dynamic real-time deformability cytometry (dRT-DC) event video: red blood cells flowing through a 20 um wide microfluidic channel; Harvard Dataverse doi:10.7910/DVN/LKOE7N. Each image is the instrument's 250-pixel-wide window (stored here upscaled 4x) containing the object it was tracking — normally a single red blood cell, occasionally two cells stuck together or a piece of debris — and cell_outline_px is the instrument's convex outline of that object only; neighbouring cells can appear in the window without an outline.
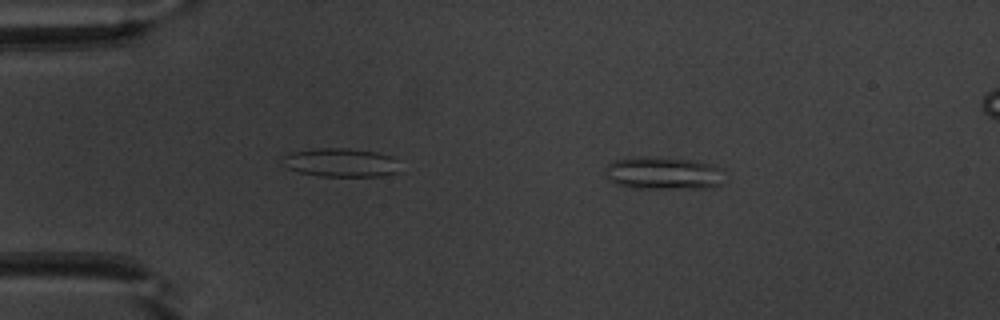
{"species": "common noctule bat (a hibernating species)", "species_latin": "Nyctalus noctula", "temperature_condition": "warm", "stored_images_in_passage": 50, "camera_frame_rate_fps": 3000, "um_per_image_px": 0.085, "animal": {"sex": "male", "body_mass_g": 20.1, "forearm_length_mm": 53.5}, "frame": {"image": 1, "passage_image": 8, "time_ms": 2.333, "image_size_px": [1000, 320], "cell_outline_px": [[728, 180], [720, 184], [704, 188], [628, 188], [616, 184], [608, 180], [604, 176], [604, 172], [608, 164], [616, 160], [636, 156], [656, 156], [696, 160], [720, 168]], "centroid_in_image_um": [56.37, 14.71], "position_along_channel_um": 28.6, "area_um2": 23.29}}
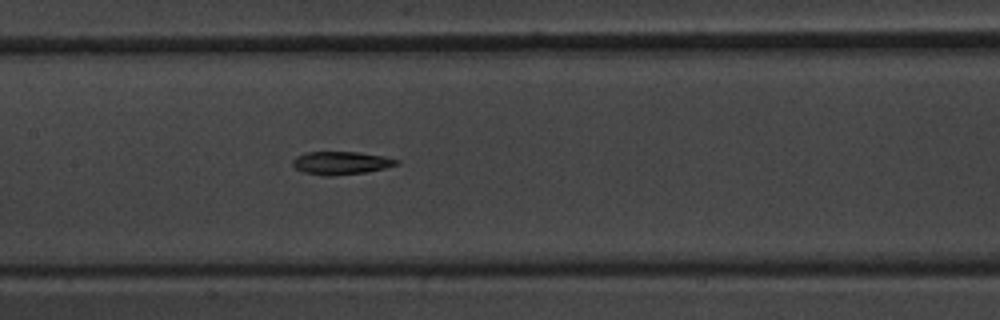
{"frame": {"image": 2, "passage_image": 24, "time_ms": 7.667, "image_size_px": [1000, 320], "cell_outline_px": [[400, 164], [384, 168], [364, 172], [328, 176], [324, 176], [304, 172], [296, 168], [292, 164], [292, 160], [296, 156], [304, 152], [356, 152], [384, 156], [400, 160]], "centroid_in_image_um": [28.98, 13.84], "position_along_channel_um": 178.4, "area_um2": 13.87}}
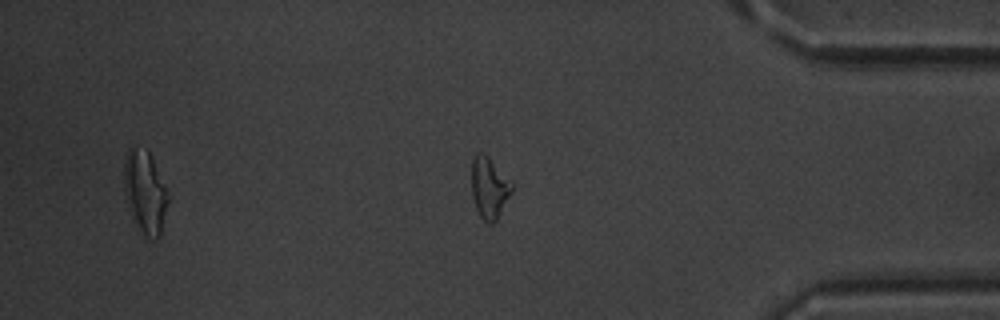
{"frame": {"image": 3, "passage_image": 42, "time_ms": 13.667, "image_size_px": [1000, 320], "cell_outline_px": [[512, 192], [496, 220], [492, 224], [488, 224], [480, 216], [476, 208], [472, 196], [472, 160], [476, 152], [484, 152], [488, 156], [512, 184]], "centroid_in_image_um": [41.56, 15.96], "position_along_channel_um": 393.6, "area_um2": 14.16}, "authors_computed_cell_mechanics": {"area_um2": 14.7101, "velocity_mm_per_s": 3.9664, "shape_relaxation_time_tau1_ms": null, "shape_relaxation_time_tau2_ms": 10.5299, "deformation_change_tau1": null, "deformation_change_tau2": 0.2391}}